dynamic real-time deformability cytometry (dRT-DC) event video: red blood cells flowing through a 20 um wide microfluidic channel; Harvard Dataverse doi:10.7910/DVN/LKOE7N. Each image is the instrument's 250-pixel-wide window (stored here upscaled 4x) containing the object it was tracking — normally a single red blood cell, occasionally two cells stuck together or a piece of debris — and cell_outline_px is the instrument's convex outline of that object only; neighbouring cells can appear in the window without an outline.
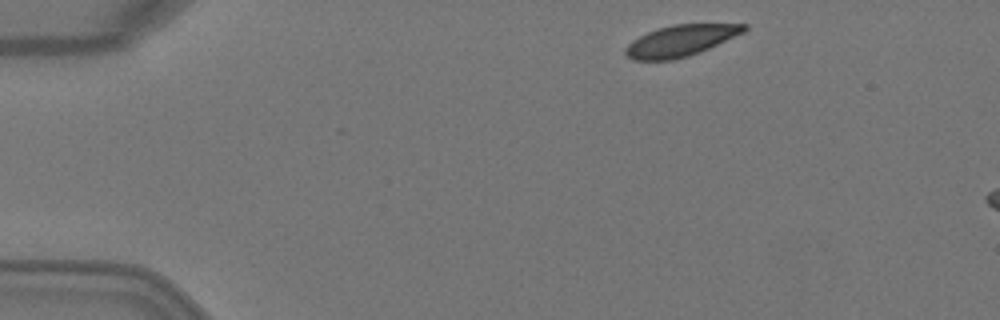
{"species": "Egyptian fruit bat (a non-hibernating species)", "species_latin": "Rousettus aegyptiacus", "temperature_condition": "warm", "stored_images_in_passage": 3, "camera_frame_rate_fps": 3000, "um_per_image_px": 0.085, "animal": {"sex": "female"}, "frame": {"image": 1, "passage_image": 1, "time_ms": 0.0, "image_size_px": [1000, 320], "cell_outline_px": [[748, 28], [744, 32], [700, 52], [688, 56], [672, 60], [632, 60], [624, 52], [624, 48], [632, 40], [648, 32], [672, 24], [748, 24]], "centroid_in_image_um": [57.84, 3.46], "position_along_channel_um": 27.2, "area_um2": 21.44}}